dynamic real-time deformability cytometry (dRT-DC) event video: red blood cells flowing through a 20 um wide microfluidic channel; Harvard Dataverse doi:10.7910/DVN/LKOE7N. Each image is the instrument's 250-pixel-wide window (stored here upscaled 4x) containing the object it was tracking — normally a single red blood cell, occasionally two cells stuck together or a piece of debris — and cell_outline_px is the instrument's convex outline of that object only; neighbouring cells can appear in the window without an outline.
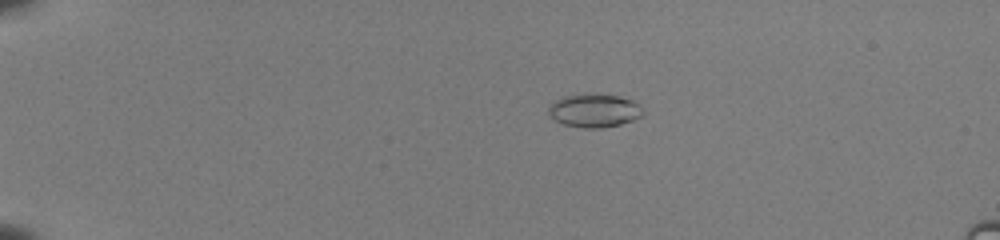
{"species": "common noctule bat (a hibernating species)", "species_latin": "Nyctalus noctula", "temperature_condition": "room temperature", "stored_images_in_passage": 43, "camera_frame_rate_fps": 3000, "um_per_image_px": 0.085, "animal": {"sex": "female", "body_mass_g": 22.0, "forearm_length_mm": 56.7}, "frame": {"image": 1, "passage_image": 2, "time_ms": 0.333, "image_size_px": [1000, 240], "cell_outline_px": [[644, 112], [640, 116], [632, 120], [620, 124], [600, 128], [584, 128], [564, 124], [556, 120], [548, 112], [548, 104], [564, 96], [584, 92], [620, 96], [632, 100], [644, 108]], "centroid_in_image_um": [50.51, 9.37], "position_along_channel_um": 34.5, "area_um2": 18.55}}
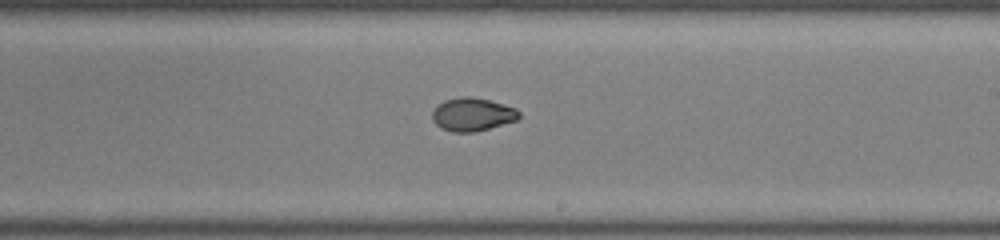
{"frame": {"image": 2, "passage_image": 24, "time_ms": 7.667, "image_size_px": [1000, 240], "cell_outline_px": [[520, 116], [516, 120], [476, 132], [452, 132], [440, 128], [432, 120], [432, 112], [444, 100], [464, 96], [468, 96], [488, 100], [504, 104], [516, 108], [520, 112]], "centroid_in_image_um": [40.15, 9.73], "position_along_channel_um": 248.8, "area_um2": 16.7}}
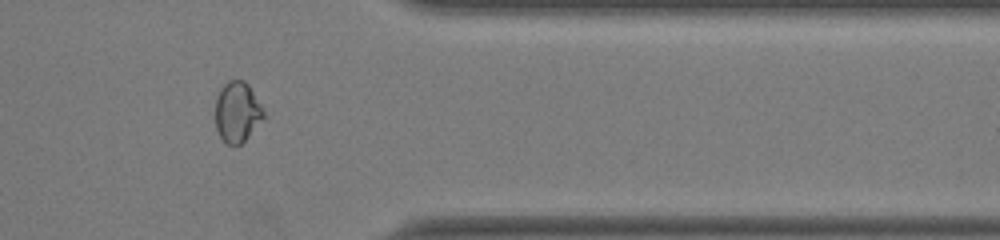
{"frame": {"image": 3, "passage_image": 35, "time_ms": 11.333, "image_size_px": [1000, 240], "cell_outline_px": [[268, 116], [240, 144], [228, 144], [220, 136], [216, 128], [216, 96], [220, 88], [228, 80], [244, 80], [248, 84]], "centroid_in_image_um": [20.19, 9.5], "position_along_channel_um": 391.2, "area_um2": 17.11}, "authors_computed_cell_mechanics": {"area_um2": 17.5134, "velocity_mm_per_s": 4.0321, "shape_relaxation_time_tau1_ms": 6.3686, "shape_relaxation_time_tau2_ms": 1.8048, "deformation_change_tau1": 0.201, "deformation_change_tau2": 0.034}}